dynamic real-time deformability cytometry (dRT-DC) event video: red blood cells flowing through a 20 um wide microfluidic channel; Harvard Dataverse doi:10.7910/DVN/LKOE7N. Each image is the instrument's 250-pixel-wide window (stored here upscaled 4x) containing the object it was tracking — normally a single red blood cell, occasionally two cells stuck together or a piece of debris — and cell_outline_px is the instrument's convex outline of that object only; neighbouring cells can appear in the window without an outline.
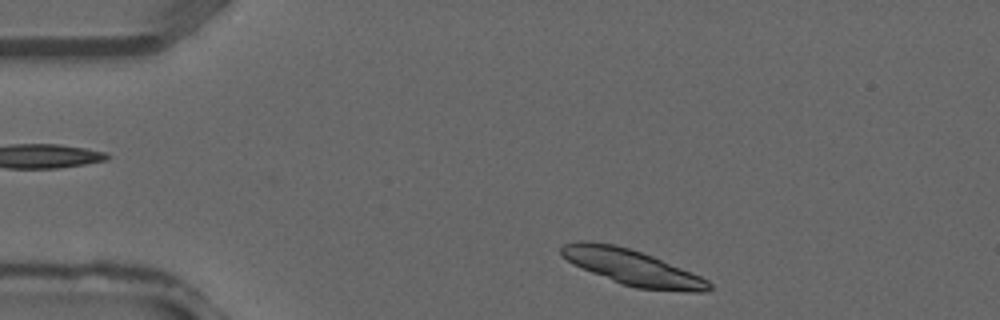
{"species": "common noctule bat (a hibernating species)", "species_latin": "Nyctalus noctula", "temperature_condition": "warm", "stored_images_in_passage": 32, "camera_frame_rate_fps": 3000, "um_per_image_px": 0.085, "animal": {"sex": "male", "forearm_length_mm": 52.5}, "frame": {"image": 1, "passage_image": 1, "time_ms": 0.0, "image_size_px": [1000, 320], "cell_outline_px": [[712, 288], [704, 292], [684, 292], [636, 288], [620, 284], [572, 264], [560, 256], [560, 248], [564, 244], [576, 240], [588, 240], [616, 244], [652, 256], [700, 276], [708, 280], [712, 284]], "centroid_in_image_um": [53.68, 22.72], "position_along_channel_um": 31.3, "area_um2": 30.81}}